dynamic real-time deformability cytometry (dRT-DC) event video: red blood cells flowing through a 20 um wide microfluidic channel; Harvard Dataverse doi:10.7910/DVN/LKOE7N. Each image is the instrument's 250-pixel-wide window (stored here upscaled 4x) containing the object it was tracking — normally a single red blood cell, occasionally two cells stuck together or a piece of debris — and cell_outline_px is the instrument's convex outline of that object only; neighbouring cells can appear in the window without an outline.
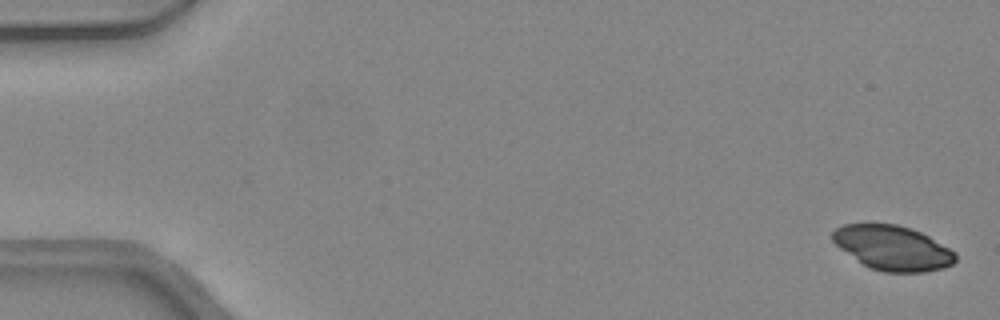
{"species": "common noctule bat (a hibernating species)", "species_latin": "Nyctalus noctula", "temperature_condition": "warm", "stored_images_in_passage": 46, "camera_frame_rate_fps": 3000, "um_per_image_px": 0.085, "animal": {"sex": "female", "body_mass_g": 24.6, "forearm_length_mm": 56.2}, "frame": {"image": 1, "passage_image": 1, "time_ms": 0.0, "image_size_px": [1000, 320], "cell_outline_px": [[956, 260], [952, 264], [944, 268], [924, 272], [884, 272], [868, 268], [840, 248], [832, 240], [832, 232], [836, 228], [844, 224], [896, 224], [920, 232], [928, 236], [956, 252]], "centroid_in_image_um": [75.88, 21.08], "position_along_channel_um": 9.1, "area_um2": 31.79}}